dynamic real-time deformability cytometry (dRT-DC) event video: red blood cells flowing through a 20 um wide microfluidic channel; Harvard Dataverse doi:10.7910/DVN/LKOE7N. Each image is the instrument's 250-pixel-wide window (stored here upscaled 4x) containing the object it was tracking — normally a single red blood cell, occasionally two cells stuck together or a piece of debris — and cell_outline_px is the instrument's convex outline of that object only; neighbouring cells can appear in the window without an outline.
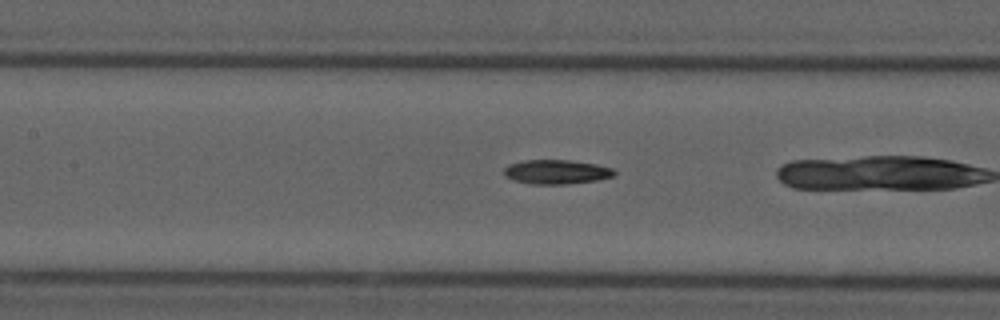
{"species": "common noctule bat (a hibernating species)", "species_latin": "Nyctalus noctula", "temperature_condition": "cold", "stored_images_in_passage": 24, "camera_frame_rate_fps": 3000, "um_per_image_px": 0.085, "animal": {"sex": "male", "forearm_length_mm": 52.5}, "frame": {"image": 1, "passage_image": 22, "time_ms": 7.0, "image_size_px": [1000, 320], "cell_outline_px": [[616, 176], [596, 180], [564, 184], [532, 184], [512, 180], [504, 176], [504, 168], [508, 164], [524, 160], [568, 160], [596, 164], [612, 168], [616, 172]], "centroid_in_image_um": [47.28, 14.61], "position_along_channel_um": 160.1, "area_um2": 15.66}}